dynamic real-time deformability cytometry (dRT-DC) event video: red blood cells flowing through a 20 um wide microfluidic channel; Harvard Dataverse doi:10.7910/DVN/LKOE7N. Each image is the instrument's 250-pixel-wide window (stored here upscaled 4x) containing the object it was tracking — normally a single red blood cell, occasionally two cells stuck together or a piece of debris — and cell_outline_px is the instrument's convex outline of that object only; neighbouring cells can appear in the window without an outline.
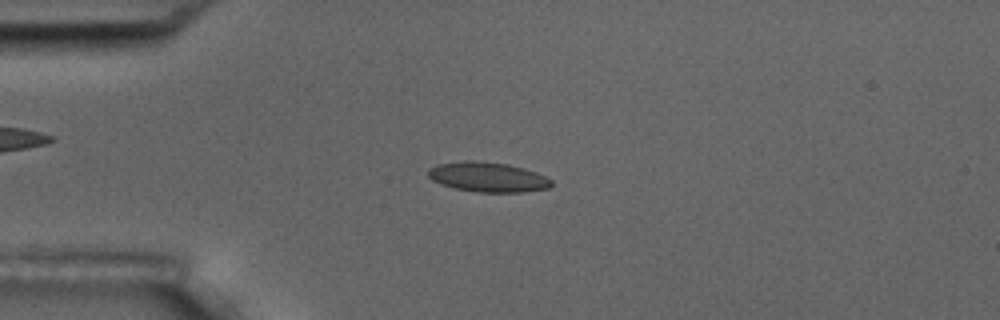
{"species": "common noctule bat (a hibernating species)", "species_latin": "Nyctalus noctula", "temperature_condition": "room temperature", "stored_images_in_passage": 5, "camera_frame_rate_fps": 3000, "um_per_image_px": 0.085, "animal": {"sex": "male", "body_mass_g": 17.5, "forearm_length_mm": 52.3}, "frame": {"image": 1, "passage_image": 3, "time_ms": 3.333, "image_size_px": [1000, 320], "cell_outline_px": [[552, 184], [548, 188], [524, 192], [480, 192], [456, 188], [440, 184], [432, 180], [428, 176], [428, 168], [436, 164], [464, 160], [472, 160], [508, 164], [524, 168], [536, 172], [552, 180]], "centroid_in_image_um": [41.44, 15.04], "position_along_channel_um": 43.6, "area_um2": 21.44}}